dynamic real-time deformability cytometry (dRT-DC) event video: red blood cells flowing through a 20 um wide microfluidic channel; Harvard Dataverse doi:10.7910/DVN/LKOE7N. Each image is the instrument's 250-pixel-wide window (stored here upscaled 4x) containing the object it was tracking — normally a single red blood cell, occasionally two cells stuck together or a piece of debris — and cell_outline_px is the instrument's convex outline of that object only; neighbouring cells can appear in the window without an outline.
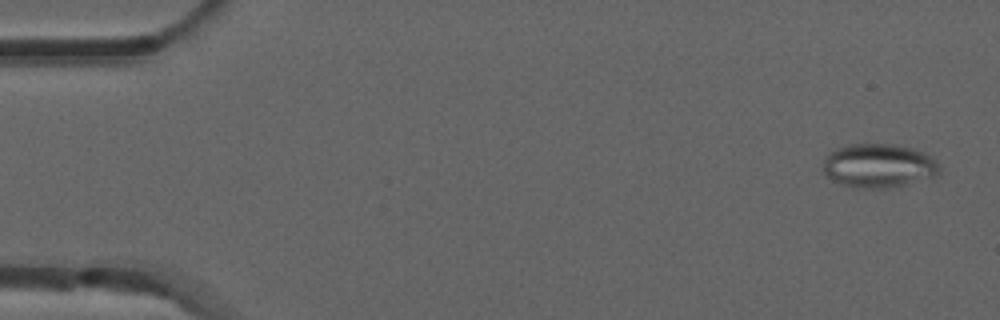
{"species": "common noctule bat (a hibernating species)", "species_latin": "Nyctalus noctula", "temperature_condition": "room temperature", "stored_images_in_passage": 7, "camera_frame_rate_fps": 3000, "um_per_image_px": 0.085, "animal": {"sex": "male", "forearm_length_mm": 52.5}, "frame": {"image": 1, "passage_image": 1, "time_ms": 0.0, "image_size_px": [1000, 320], "cell_outline_px": [[940, 172], [932, 176], [896, 188], [852, 188], [840, 184], [824, 176], [824, 160], [828, 152], [836, 148], [848, 144], [892, 144], [912, 148], [924, 152], [932, 156], [936, 160], [940, 168]], "centroid_in_image_um": [74.66, 14.09], "position_along_channel_um": 10.3, "area_um2": 30.17}}
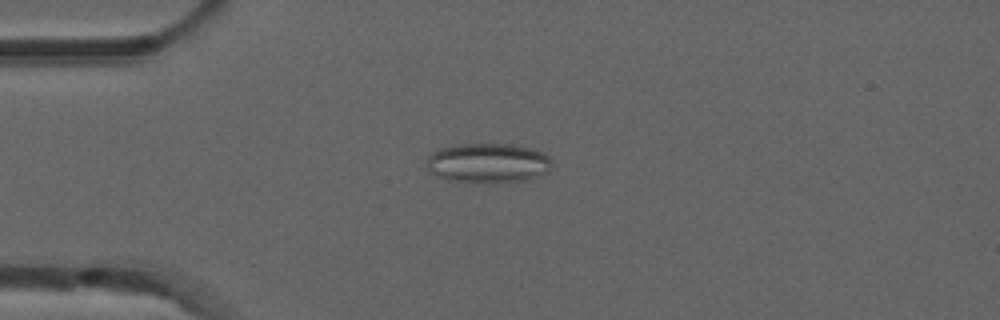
{"frame": {"image": 2, "passage_image": 4, "time_ms": 1.0, "image_size_px": [1000, 320], "cell_outline_px": [[552, 164], [548, 172], [524, 180], [492, 184], [448, 180], [428, 172], [428, 156], [432, 152], [440, 148], [452, 144], [512, 144], [532, 148], [544, 152], [552, 160]], "centroid_in_image_um": [41.48, 13.86], "position_along_channel_um": 43.5, "area_um2": 29.42}}